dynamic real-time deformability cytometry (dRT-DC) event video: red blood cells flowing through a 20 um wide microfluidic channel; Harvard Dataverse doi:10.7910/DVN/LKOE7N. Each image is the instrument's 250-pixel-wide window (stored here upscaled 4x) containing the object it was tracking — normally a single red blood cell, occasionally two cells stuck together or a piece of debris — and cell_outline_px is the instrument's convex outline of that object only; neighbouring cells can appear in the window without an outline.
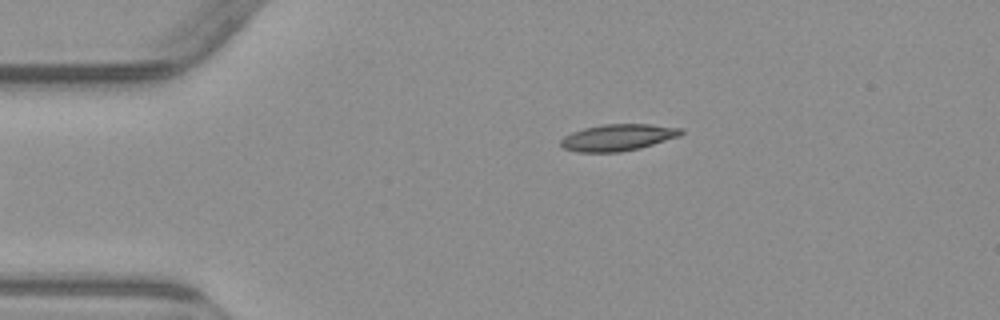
{"species": "common noctule bat (a hibernating species)", "species_latin": "Nyctalus noctula", "temperature_condition": "warm", "stored_images_in_passage": 3, "camera_frame_rate_fps": 3000, "um_per_image_px": 0.085, "animal": {"sex": "male", "body_mass_g": 23.1, "forearm_length_mm": 52.7}, "frame": {"image": 1, "passage_image": 3, "time_ms": 2.333, "image_size_px": [1000, 320], "cell_outline_px": [[684, 132], [680, 136], [640, 148], [620, 152], [576, 152], [564, 148], [560, 144], [560, 140], [564, 136], [572, 132], [584, 128], [604, 124], [648, 124], [684, 128]], "centroid_in_image_um": [52.53, 11.68], "position_along_channel_um": 32.5, "area_um2": 18.73}}